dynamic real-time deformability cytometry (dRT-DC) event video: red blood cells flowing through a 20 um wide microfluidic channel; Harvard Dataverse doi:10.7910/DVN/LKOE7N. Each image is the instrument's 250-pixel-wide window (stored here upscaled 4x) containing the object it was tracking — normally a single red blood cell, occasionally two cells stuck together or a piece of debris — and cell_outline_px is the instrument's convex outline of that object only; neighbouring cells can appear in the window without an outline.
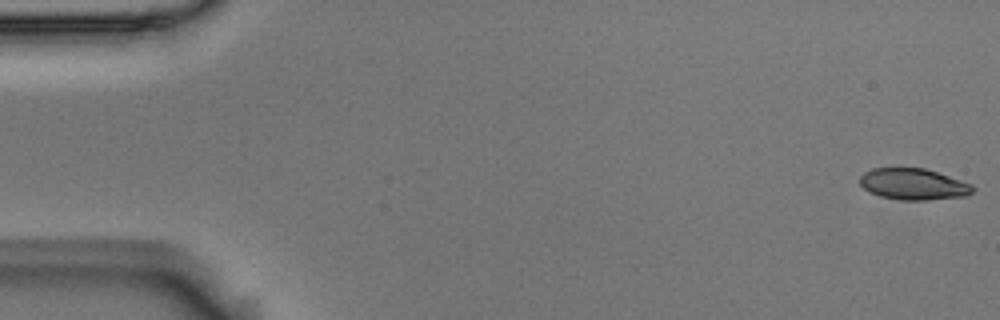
{"species": "Egyptian fruit bat (a non-hibernating species)", "species_latin": "Rousettus aegyptiacus", "temperature_condition": "room temperature", "stored_images_in_passage": 54, "camera_frame_rate_fps": 3000, "um_per_image_px": 0.085, "animal": {"sex": "male"}, "frame": {"image": 1, "passage_image": 1, "time_ms": 0.0, "image_size_px": [1000, 320], "cell_outline_px": [[976, 188], [968, 196], [928, 200], [900, 200], [880, 196], [868, 192], [860, 184], [860, 176], [864, 172], [872, 168], [924, 168], [972, 184]], "centroid_in_image_um": [77.64, 15.66], "position_along_channel_um": 7.4, "area_um2": 20.69}}
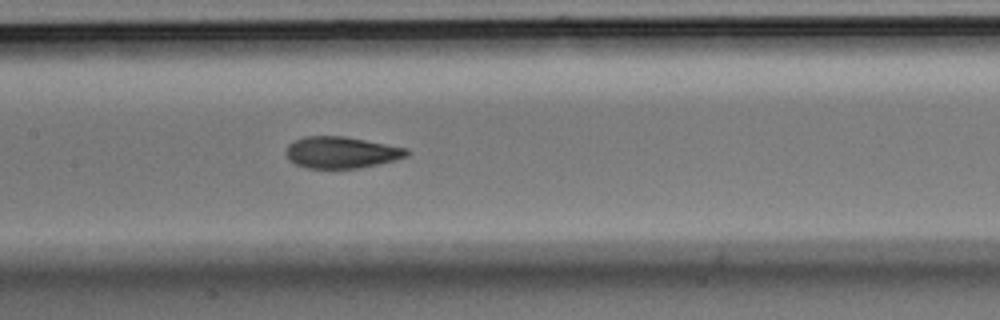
{"frame": {"image": 2, "passage_image": 26, "time_ms": 8.333, "image_size_px": [1000, 320], "cell_outline_px": [[408, 156], [360, 168], [308, 168], [296, 164], [288, 160], [284, 152], [288, 144], [304, 136], [344, 136], [408, 148]], "centroid_in_image_um": [28.97, 12.95], "position_along_channel_um": 178.4, "area_um2": 22.14}}
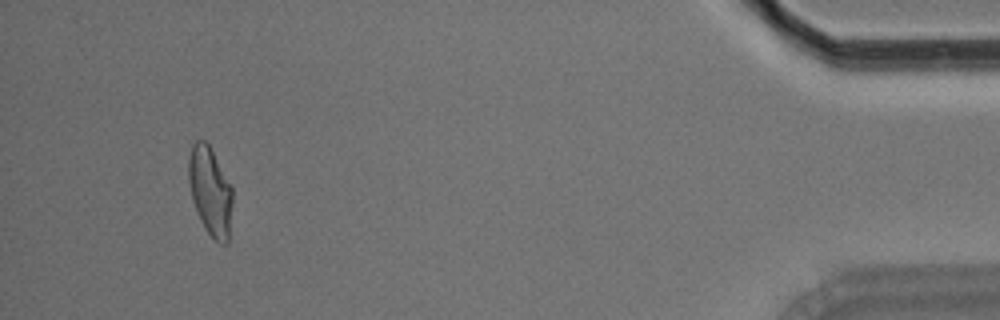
{"frame": {"image": 3, "passage_image": 51, "time_ms": 16.667, "image_size_px": [1000, 320], "cell_outline_px": [[232, 204], [228, 244], [220, 244], [204, 228], [200, 220], [192, 200], [188, 180], [188, 160], [192, 144], [196, 140], [204, 140], [208, 144], [232, 188]], "centroid_in_image_um": [17.85, 16.27], "position_along_channel_um": 417.3, "area_um2": 22.48}, "authors_computed_cell_mechanics": {"area_um2": 22.3975, "velocity_mm_per_s": 3.7186, "shape_relaxation_time_tau1_ms": 4.1867, "shape_relaxation_time_tau2_ms": 1.5686, "deformation_change_tau1": 0.1526, "deformation_change_tau2": 0.0757}}